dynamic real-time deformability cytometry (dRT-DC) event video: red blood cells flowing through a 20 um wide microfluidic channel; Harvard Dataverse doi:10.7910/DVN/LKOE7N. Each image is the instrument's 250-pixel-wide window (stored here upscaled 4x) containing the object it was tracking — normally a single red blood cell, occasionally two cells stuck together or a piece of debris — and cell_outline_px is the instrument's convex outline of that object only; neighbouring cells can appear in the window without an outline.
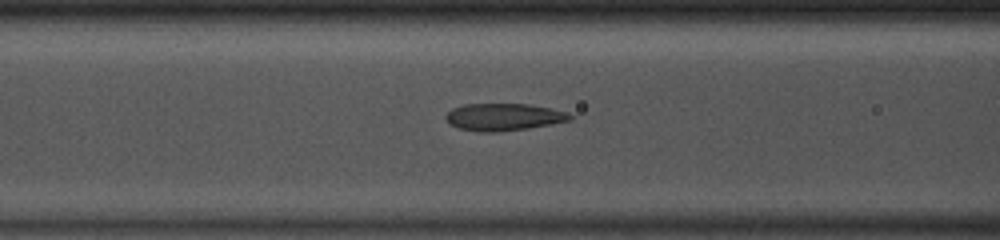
{"species": "common noctule bat (a hibernating species)", "species_latin": "Nyctalus noctula", "temperature_condition": "room temperature", "stored_images_in_passage": 43, "camera_frame_rate_fps": 3000, "um_per_image_px": 0.085, "animal": {"sex": "male", "body_mass_g": 13.0, "forearm_length_mm": 53.1}, "frame": {"image": 1, "passage_image": 14, "time_ms": 4.333, "image_size_px": [1000, 240], "cell_outline_px": [[572, 120], [528, 128], [496, 132], [480, 132], [456, 128], [444, 116], [452, 108], [464, 104], [528, 104], [568, 112], [572, 116]], "centroid_in_image_um": [42.8, 9.94], "position_along_channel_um": 123.8, "area_um2": 19.59}}
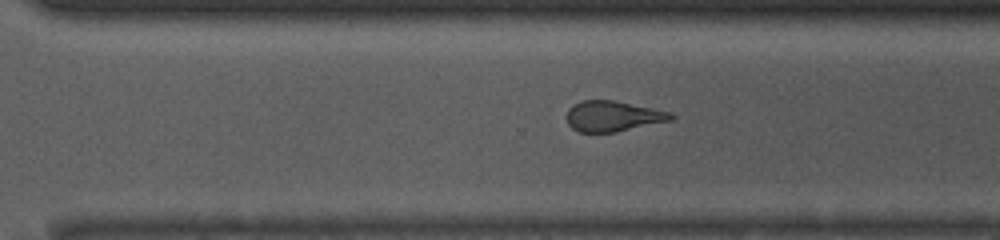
{"frame": {"image": 2, "passage_image": 28, "time_ms": 9.0, "image_size_px": [1000, 240], "cell_outline_px": [[676, 116], [672, 120], [616, 132], [580, 132], [572, 128], [568, 124], [568, 108], [580, 100], [612, 100], [672, 112]], "centroid_in_image_um": [52.11, 9.87], "position_along_channel_um": 318.5, "area_um2": 18.5}}
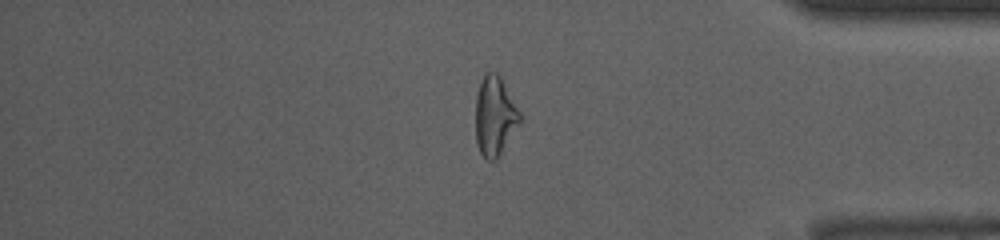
{"frame": {"image": 3, "passage_image": 35, "time_ms": 11.333, "image_size_px": [1000, 240], "cell_outline_px": [[520, 124], [496, 160], [488, 160], [480, 152], [476, 140], [476, 96], [484, 72], [496, 72], [500, 76], [520, 112]], "centroid_in_image_um": [42.06, 9.86], "position_along_channel_um": 393.1, "area_um2": 20.29}, "authors_computed_cell_mechanics": {"area_um2": 20.4612, "velocity_mm_per_s": 4.1847, "shape_relaxation_time_tau1_ms": null, "shape_relaxation_time_tau2_ms": 1.8996, "deformation_change_tau1": null, "deformation_change_tau2": 0.1058}}